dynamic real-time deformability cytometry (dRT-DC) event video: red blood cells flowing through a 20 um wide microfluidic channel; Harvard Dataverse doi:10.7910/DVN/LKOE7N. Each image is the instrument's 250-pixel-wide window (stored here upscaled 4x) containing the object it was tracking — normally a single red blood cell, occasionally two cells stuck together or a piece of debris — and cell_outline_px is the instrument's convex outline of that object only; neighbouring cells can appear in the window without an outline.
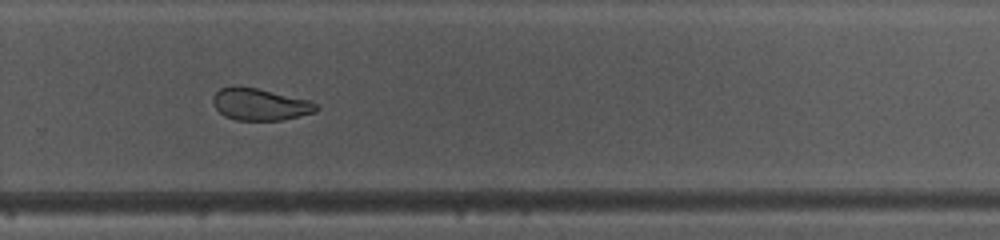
{"species": "common noctule bat (a hibernating species)", "species_latin": "Nyctalus noctula", "temperature_condition": "warm", "stored_images_in_passage": 36, "camera_frame_rate_fps": 3000, "um_per_image_px": 0.085, "animal": {"sex": "female", "body_mass_g": 10.0, "forearm_length_mm": 53.1}, "frame": {"image": 1, "passage_image": 21, "time_ms": 6.667, "image_size_px": [1000, 240], "cell_outline_px": [[320, 108], [316, 112], [284, 120], [236, 120], [224, 116], [212, 104], [212, 96], [220, 88], [232, 84], [256, 88], [308, 100], [316, 104]], "centroid_in_image_um": [22.06, 8.86], "position_along_channel_um": 307.7, "area_um2": 19.42}}
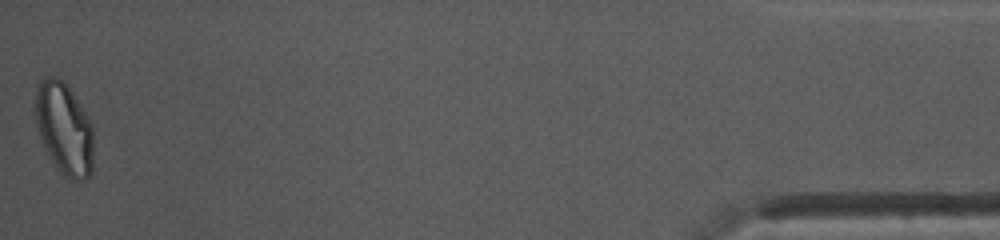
{"frame": {"image": 2, "passage_image": 36, "time_ms": 11.667, "image_size_px": [1000, 240], "cell_outline_px": [[92, 172], [84, 180], [68, 180], [60, 172], [52, 160], [36, 128], [36, 88], [40, 80], [48, 76], [56, 76], [72, 92], [88, 116], [92, 124]], "centroid_in_image_um": [5.46, 10.94], "position_along_channel_um": 429.7, "area_um2": 30.87}, "authors_computed_cell_mechanics": {"area_um2": 20.9814, "velocity_mm_per_s": 4.1236, "shape_relaxation_time_tau1_ms": null, "shape_relaxation_time_tau2_ms": 2.2715, "deformation_change_tau1": null, "deformation_change_tau2": 0.0731}}